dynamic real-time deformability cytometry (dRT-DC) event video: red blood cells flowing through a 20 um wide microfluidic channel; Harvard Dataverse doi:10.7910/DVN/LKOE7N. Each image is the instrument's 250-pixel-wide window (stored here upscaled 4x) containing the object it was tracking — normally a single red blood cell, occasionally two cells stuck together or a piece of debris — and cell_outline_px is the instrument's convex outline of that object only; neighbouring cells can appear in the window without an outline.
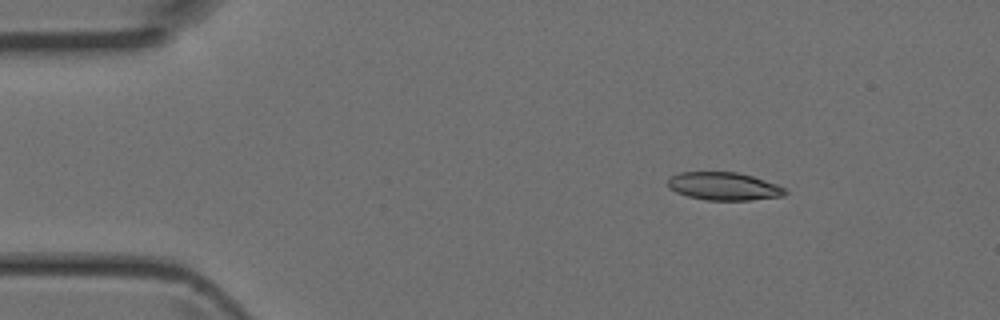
{"species": "Egyptian fruit bat (a non-hibernating species)", "species_latin": "Rousettus aegyptiacus", "temperature_condition": "room temperature", "stored_images_in_passage": 4, "camera_frame_rate_fps": 3000, "um_per_image_px": 0.085, "animal": {"sex": "female"}, "frame": {"image": 1, "passage_image": 2, "time_ms": 0.333, "image_size_px": [1000, 320], "cell_outline_px": [[788, 192], [784, 196], [752, 200], [704, 200], [688, 196], [676, 192], [668, 188], [668, 180], [672, 176], [680, 172], [736, 172], [752, 176], [776, 184], [784, 188]], "centroid_in_image_um": [61.53, 15.84], "position_along_channel_um": 23.5, "area_um2": 19.07}}
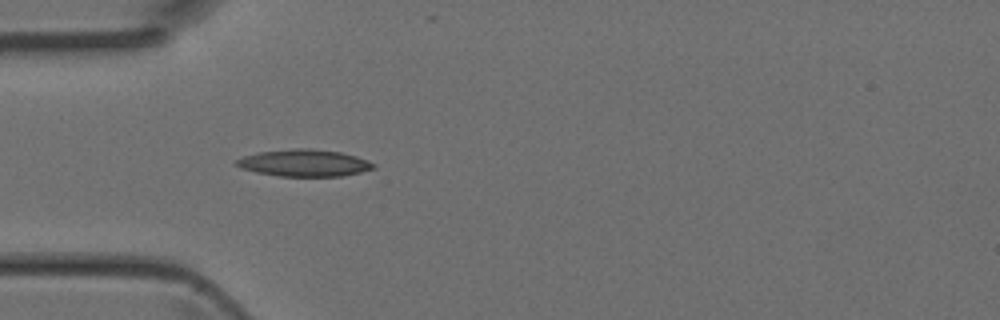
{"frame": {"image": 2, "passage_image": 4, "time_ms": 1.0, "image_size_px": [1000, 320], "cell_outline_px": [[376, 168], [360, 172], [340, 176], [280, 176], [256, 172], [240, 168], [236, 164], [236, 160], [244, 156], [260, 152], [292, 148], [312, 148], [340, 152], [356, 156], [368, 160], [376, 164]], "centroid_in_image_um": [25.88, 13.84], "position_along_channel_um": 59.1, "area_um2": 21.5}}